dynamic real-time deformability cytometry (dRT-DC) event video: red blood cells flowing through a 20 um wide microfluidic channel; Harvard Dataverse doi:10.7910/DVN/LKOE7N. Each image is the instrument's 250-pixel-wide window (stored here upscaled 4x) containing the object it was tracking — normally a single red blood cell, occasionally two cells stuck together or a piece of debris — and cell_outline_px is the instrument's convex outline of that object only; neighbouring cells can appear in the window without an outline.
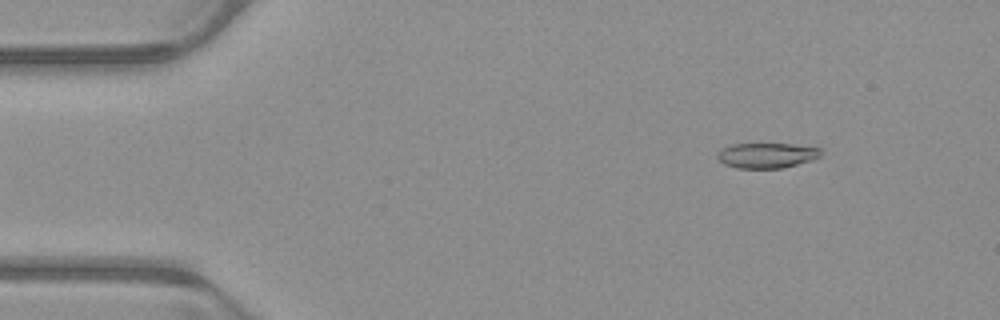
{"species": "common noctule bat (a hibernating species)", "species_latin": "Nyctalus noctula", "temperature_condition": "warm", "stored_images_in_passage": 53, "camera_frame_rate_fps": 3000, "um_per_image_px": 0.085, "animal": {"sex": "male", "body_mass_g": 23.1, "forearm_length_mm": 52.7}, "frame": {"image": 1, "passage_image": 7, "time_ms": 2.0, "image_size_px": [1000, 320], "cell_outline_px": [[820, 156], [812, 160], [780, 168], [736, 168], [724, 164], [716, 156], [724, 148], [732, 144], [792, 144], [820, 148]], "centroid_in_image_um": [65.17, 13.21], "position_along_channel_um": 19.8, "area_um2": 14.91}}
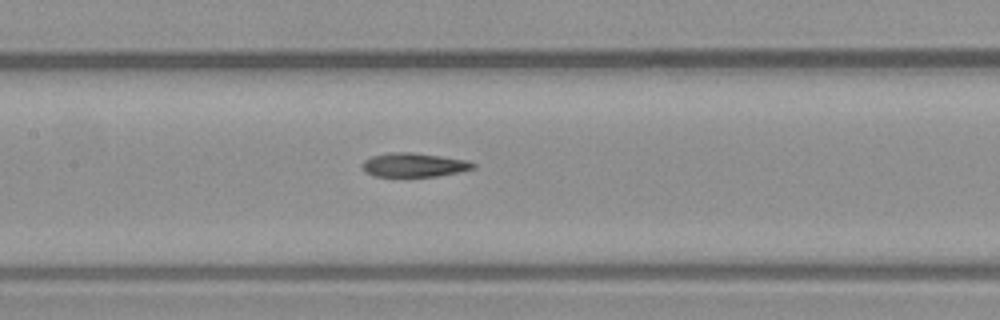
{"frame": {"image": 2, "passage_image": 25, "time_ms": 8.0, "image_size_px": [1000, 320], "cell_outline_px": [[476, 168], [460, 172], [436, 176], [376, 176], [368, 172], [364, 168], [364, 160], [372, 156], [392, 152], [412, 152], [440, 156], [464, 160], [476, 164]], "centroid_in_image_um": [35.24, 14.01], "position_along_channel_um": 172.2, "area_um2": 15.14}}
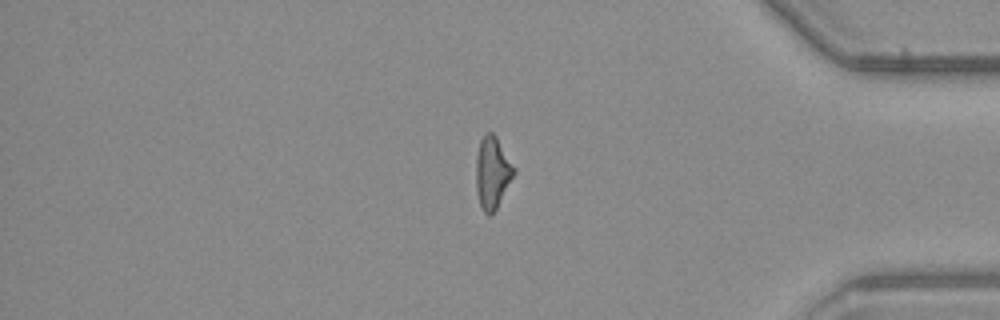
{"frame": {"image": 3, "passage_image": 44, "time_ms": 14.333, "image_size_px": [1000, 320], "cell_outline_px": [[516, 172], [496, 208], [488, 216], [484, 212], [480, 204], [476, 192], [476, 156], [480, 140], [488, 132], [492, 132], [496, 136], [516, 168]], "centroid_in_image_um": [41.85, 14.66], "position_along_channel_um": 393.3, "area_um2": 15.84}, "authors_computed_cell_mechanics": {"area_um2": 16.0106, "velocity_mm_per_s": 3.9743, "shape_relaxation_time_tau1_ms": null, "shape_relaxation_time_tau2_ms": 4.9443, "deformation_change_tau1": null, "deformation_change_tau2": 0.1428}}